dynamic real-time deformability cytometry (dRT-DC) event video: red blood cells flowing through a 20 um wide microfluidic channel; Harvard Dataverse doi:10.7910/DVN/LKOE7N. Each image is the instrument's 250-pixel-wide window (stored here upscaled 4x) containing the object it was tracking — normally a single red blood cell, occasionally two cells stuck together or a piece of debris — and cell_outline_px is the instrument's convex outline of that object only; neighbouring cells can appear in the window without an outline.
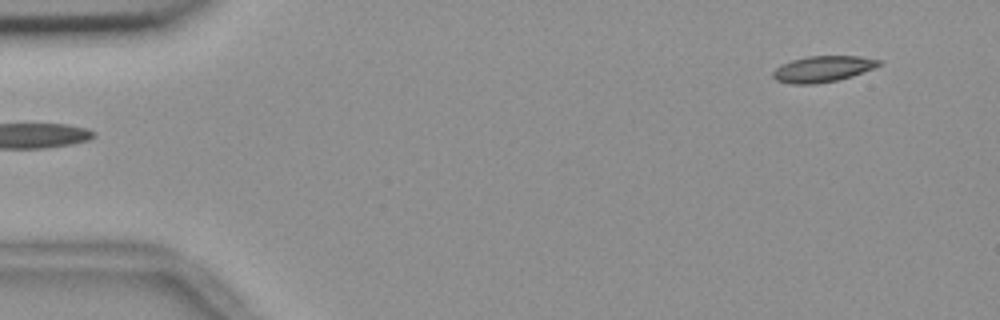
{"species": "common noctule bat (a hibernating species)", "species_latin": "Nyctalus noctula", "temperature_condition": "room temperature", "stored_images_in_passage": 5, "segment_of_instrument_passage": [2, 2], "camera_frame_rate_fps": 3000, "um_per_image_px": 0.085, "animal": {"sex": "female", "body_mass_g": 18.4}, "frame": {"image": 1, "passage_image": 5, "time_ms": 1.333, "image_size_px": [1000, 320], "cell_outline_px": [[880, 64], [872, 68], [852, 76], [836, 80], [816, 84], [792, 84], [776, 80], [772, 76], [772, 72], [780, 64], [792, 60], [808, 56], [860, 56], [880, 60]], "centroid_in_image_um": [69.88, 5.86], "position_along_channel_um": 15.1, "area_um2": 15.95}}